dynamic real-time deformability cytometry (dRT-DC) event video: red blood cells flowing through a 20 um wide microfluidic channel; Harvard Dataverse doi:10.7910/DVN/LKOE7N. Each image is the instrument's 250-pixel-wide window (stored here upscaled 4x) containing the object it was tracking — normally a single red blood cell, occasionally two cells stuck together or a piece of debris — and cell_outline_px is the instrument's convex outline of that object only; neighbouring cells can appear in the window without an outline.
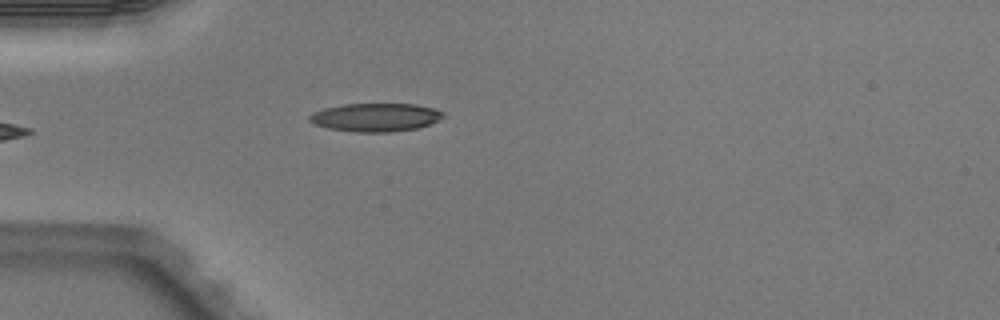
{"species": "Egyptian fruit bat (a non-hibernating species)", "species_latin": "Rousettus aegyptiacus", "temperature_condition": "warm", "stored_images_in_passage": 4, "camera_frame_rate_fps": 3000, "um_per_image_px": 0.085, "animal": {"sex": "male"}, "frame": {"image": 1, "passage_image": 4, "time_ms": 1.0, "image_size_px": [1000, 320], "cell_outline_px": [[444, 116], [428, 124], [416, 128], [392, 132], [356, 132], [328, 128], [316, 124], [308, 120], [308, 116], [324, 108], [344, 104], [416, 104], [436, 108], [444, 112]], "centroid_in_image_um": [31.93, 9.96], "position_along_channel_um": 53.1, "area_um2": 21.91}}